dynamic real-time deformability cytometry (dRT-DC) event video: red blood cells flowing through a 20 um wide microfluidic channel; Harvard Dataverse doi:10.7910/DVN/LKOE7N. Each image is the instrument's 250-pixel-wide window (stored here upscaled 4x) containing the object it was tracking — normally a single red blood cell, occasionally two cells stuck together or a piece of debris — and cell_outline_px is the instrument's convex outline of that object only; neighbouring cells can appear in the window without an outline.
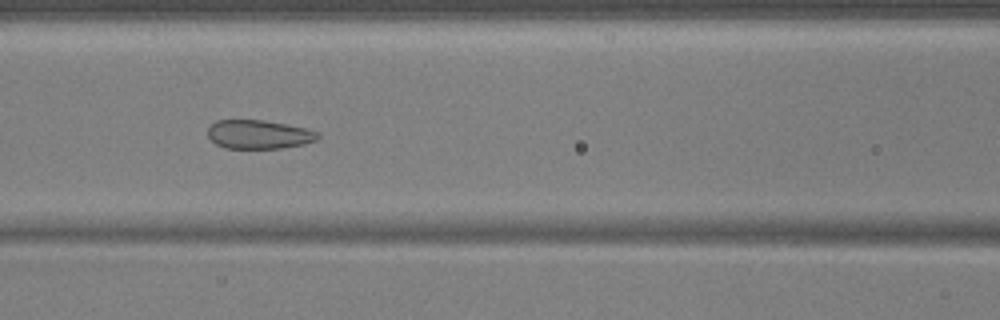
{"species": "common noctule bat (a hibernating species)", "species_latin": "Nyctalus noctula", "temperature_condition": "warm", "stored_images_in_passage": 54, "camera_frame_rate_fps": 3000, "um_per_image_px": 0.085, "animal": {"sex": "male", "body_mass_g": 17.9, "forearm_length_mm": 54.2}, "frame": {"image": 1, "passage_image": 24, "time_ms": 7.667, "image_size_px": [1000, 320], "cell_outline_px": [[320, 136], [316, 140], [304, 144], [280, 148], [224, 148], [216, 144], [208, 136], [208, 128], [216, 120], [264, 120], [308, 128], [320, 132]], "centroid_in_image_um": [22.03, 11.42], "position_along_channel_um": 144.6, "area_um2": 18.55}}
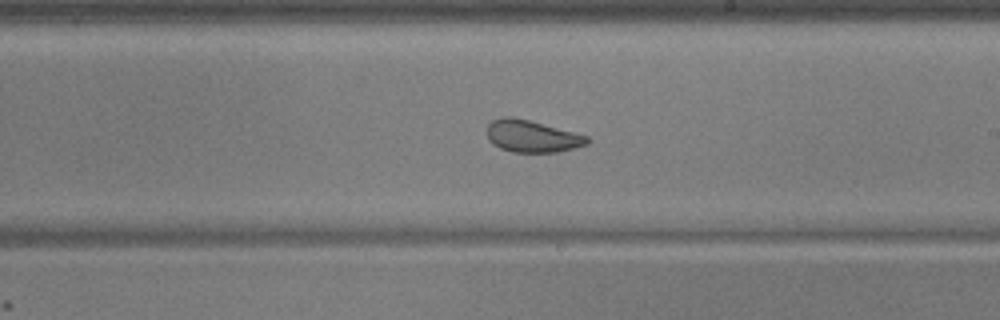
{"frame": {"image": 2, "passage_image": 32, "time_ms": 10.333, "image_size_px": [1000, 320], "cell_outline_px": [[592, 140], [588, 144], [556, 152], [512, 152], [500, 148], [492, 144], [488, 140], [488, 124], [492, 120], [504, 116], [512, 116], [528, 120], [588, 136]], "centroid_in_image_um": [45.2, 11.58], "position_along_channel_um": 243.8, "area_um2": 18.61}}
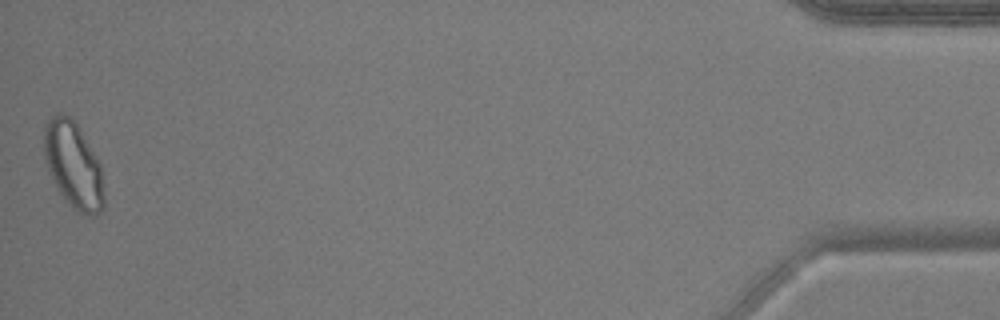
{"frame": {"image": 3, "passage_image": 54, "time_ms": 17.667, "image_size_px": [1000, 320], "cell_outline_px": [[104, 208], [96, 216], [88, 216], [80, 212], [60, 192], [44, 160], [44, 124], [56, 112], [60, 112], [68, 116], [76, 124], [100, 164], [104, 196]], "centroid_in_image_um": [6.23, 14.02], "position_along_channel_um": 429.0, "area_um2": 29.48}, "authors_computed_cell_mechanics": {"area_um2": 24.1604, "velocity_mm_per_s": 3.7185, "shape_relaxation_time_tau1_ms": null, "shape_relaxation_time_tau2_ms": 1.3402, "deformation_change_tau1": null, "deformation_change_tau2": 0.0627}}